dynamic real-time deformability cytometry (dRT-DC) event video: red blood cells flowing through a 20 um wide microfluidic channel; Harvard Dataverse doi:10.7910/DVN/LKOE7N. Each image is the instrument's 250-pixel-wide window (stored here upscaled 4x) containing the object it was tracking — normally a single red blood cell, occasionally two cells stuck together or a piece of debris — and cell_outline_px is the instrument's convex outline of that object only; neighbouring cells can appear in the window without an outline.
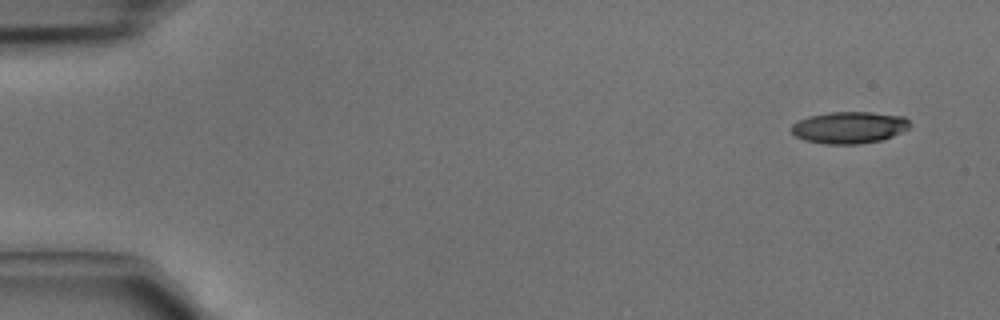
{"species": "common noctule bat (a hibernating species)", "species_latin": "Nyctalus noctula", "temperature_condition": "cold", "stored_images_in_passage": 4, "camera_frame_rate_fps": 3000, "um_per_image_px": 0.085, "animal": {"sex": "male", "body_mass_g": 15.6}, "frame": {"image": 1, "passage_image": 1, "time_ms": 0.0, "image_size_px": [1000, 320], "cell_outline_px": [[912, 124], [908, 128], [892, 136], [880, 140], [860, 144], [824, 144], [804, 140], [796, 136], [792, 132], [792, 124], [808, 116], [828, 112], [872, 112], [904, 116]], "centroid_in_image_um": [72.19, 10.83], "position_along_channel_um": 12.8, "area_um2": 21.96}}
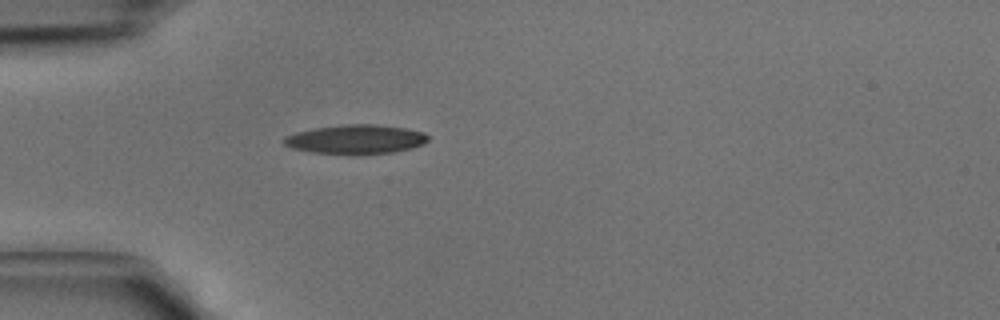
{"frame": {"image": 2, "passage_image": 4, "time_ms": 1.0, "image_size_px": [1000, 320], "cell_outline_px": [[428, 140], [424, 144], [412, 148], [396, 152], [356, 156], [348, 156], [308, 152], [292, 148], [284, 144], [280, 140], [284, 136], [296, 132], [316, 128], [344, 124], [376, 124], [404, 128], [424, 132], [428, 136]], "centroid_in_image_um": [30.21, 11.88], "position_along_channel_um": 54.8, "area_um2": 25.32}}